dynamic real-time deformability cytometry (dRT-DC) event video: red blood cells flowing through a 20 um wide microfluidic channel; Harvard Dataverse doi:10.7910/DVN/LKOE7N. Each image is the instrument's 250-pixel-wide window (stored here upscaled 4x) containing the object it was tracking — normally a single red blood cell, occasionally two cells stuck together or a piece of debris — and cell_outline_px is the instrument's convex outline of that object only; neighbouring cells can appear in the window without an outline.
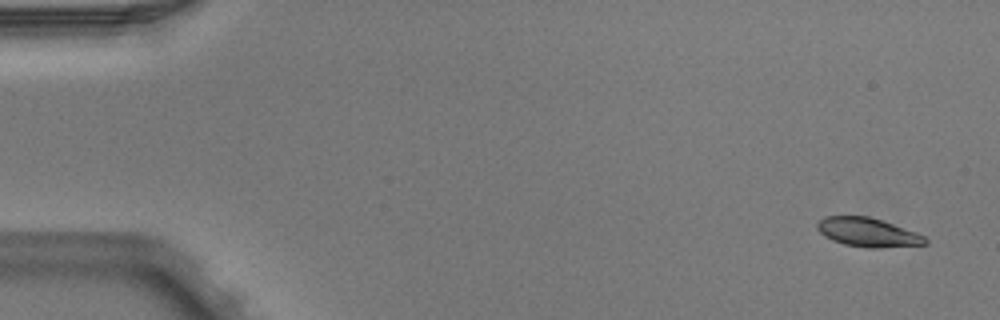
{"species": "Egyptian fruit bat (a non-hibernating species)", "species_latin": "Rousettus aegyptiacus", "temperature_condition": "warm", "stored_images_in_passage": 4, "camera_frame_rate_fps": 3000, "um_per_image_px": 0.085, "animal": {"sex": "male"}, "frame": {"image": 1, "passage_image": 1, "time_ms": 0.0, "image_size_px": [1000, 320], "cell_outline_px": [[928, 244], [880, 248], [868, 248], [844, 244], [832, 240], [824, 236], [816, 228], [816, 224], [824, 216], [868, 216], [916, 232], [924, 236], [928, 240]], "centroid_in_image_um": [73.75, 19.76], "position_along_channel_um": 11.2, "area_um2": 18.15}}
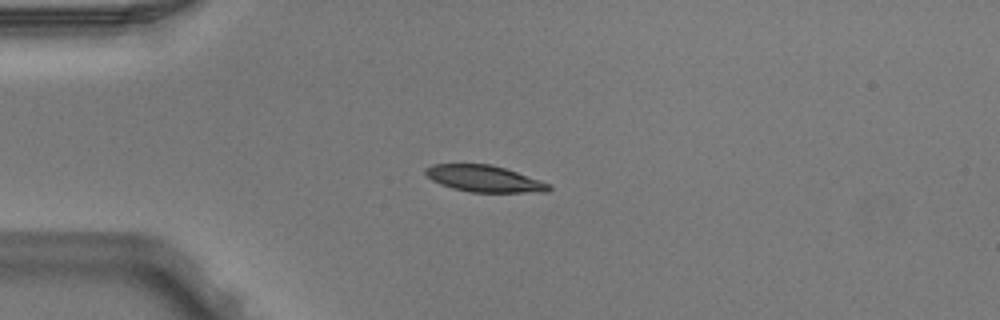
{"frame": {"image": 2, "passage_image": 4, "time_ms": 1.0, "image_size_px": [1000, 320], "cell_outline_px": [[552, 188], [548, 192], [468, 192], [452, 188], [440, 184], [432, 180], [424, 172], [424, 168], [432, 164], [488, 164], [504, 168], [540, 180], [548, 184]], "centroid_in_image_um": [41.12, 15.19], "position_along_channel_um": 43.9, "area_um2": 18.96}}